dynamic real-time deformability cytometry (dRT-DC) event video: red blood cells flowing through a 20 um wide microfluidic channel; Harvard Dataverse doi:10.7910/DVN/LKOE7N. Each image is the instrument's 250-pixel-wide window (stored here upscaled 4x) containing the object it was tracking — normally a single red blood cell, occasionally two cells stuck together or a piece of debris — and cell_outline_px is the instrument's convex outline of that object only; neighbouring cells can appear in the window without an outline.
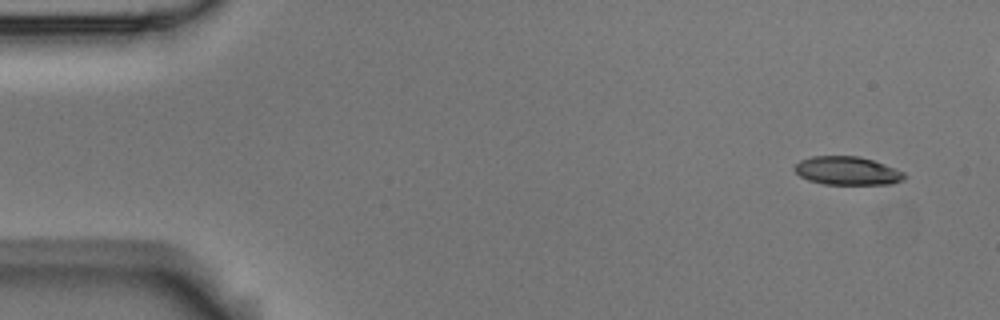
{"species": "Egyptian fruit bat (a non-hibernating species)", "species_latin": "Rousettus aegyptiacus", "temperature_condition": "room temperature", "stored_images_in_passage": 6, "camera_frame_rate_fps": 3000, "um_per_image_px": 0.085, "animal": {"sex": "male"}, "frame": {"image": 1, "passage_image": 1, "time_ms": 0.0, "image_size_px": [1000, 320], "cell_outline_px": [[904, 180], [892, 184], [824, 184], [808, 180], [800, 176], [792, 168], [800, 160], [812, 156], [860, 156], [884, 164], [904, 172]], "centroid_in_image_um": [71.99, 14.51], "position_along_channel_um": 13.0, "area_um2": 18.15}}
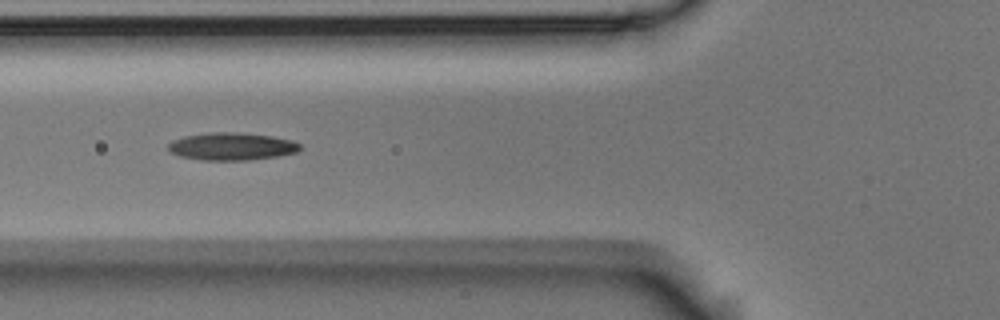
{"frame": {"image": 2, "passage_image": 6, "time_ms": 1.667, "image_size_px": [1000, 320], "cell_outline_px": [[300, 148], [296, 152], [276, 156], [248, 160], [200, 160], [180, 156], [168, 152], [168, 144], [172, 140], [184, 136], [212, 132], [236, 132], [272, 136], [292, 140], [300, 144]], "centroid_in_image_um": [19.65, 12.44], "position_along_channel_um": 106.2, "area_um2": 21.15}}